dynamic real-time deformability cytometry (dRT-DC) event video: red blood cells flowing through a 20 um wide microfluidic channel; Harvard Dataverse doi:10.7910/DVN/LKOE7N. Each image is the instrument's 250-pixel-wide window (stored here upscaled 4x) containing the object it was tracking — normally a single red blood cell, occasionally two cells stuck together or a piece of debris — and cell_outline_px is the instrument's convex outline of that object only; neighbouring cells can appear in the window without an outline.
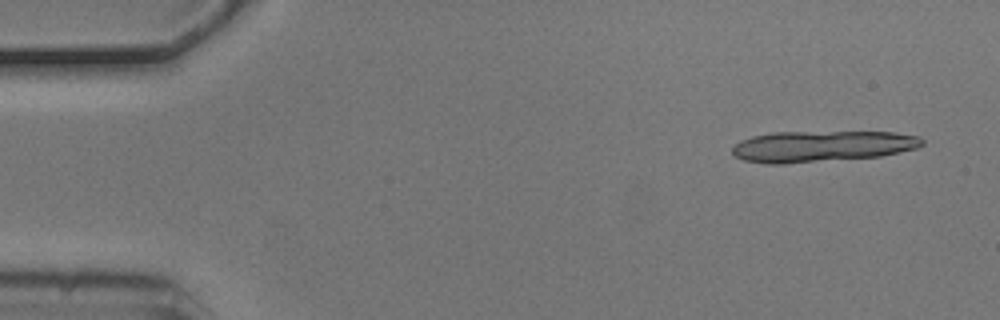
{"species": "common noctule bat (a hibernating species)", "species_latin": "Nyctalus noctula", "temperature_condition": "cold", "stored_images_in_passage": 6, "segment_of_instrument_passage": [1, 2], "camera_frame_rate_fps": 3000, "um_per_image_px": 0.085, "animal": {"sex": "male", "body_mass_g": 20.5, "forearm_length_mm": 52.5}, "frame": {"image": 1, "passage_image": 1, "time_ms": 0.0, "image_size_px": [1000, 320], "cell_outline_px": [[924, 144], [916, 148], [880, 156], [784, 164], [764, 164], [744, 160], [736, 156], [732, 152], [732, 148], [740, 140], [752, 136], [772, 132], [896, 132], [920, 136], [924, 140]], "centroid_in_image_um": [69.85, 12.43], "position_along_channel_um": 15.1, "area_um2": 34.51}}